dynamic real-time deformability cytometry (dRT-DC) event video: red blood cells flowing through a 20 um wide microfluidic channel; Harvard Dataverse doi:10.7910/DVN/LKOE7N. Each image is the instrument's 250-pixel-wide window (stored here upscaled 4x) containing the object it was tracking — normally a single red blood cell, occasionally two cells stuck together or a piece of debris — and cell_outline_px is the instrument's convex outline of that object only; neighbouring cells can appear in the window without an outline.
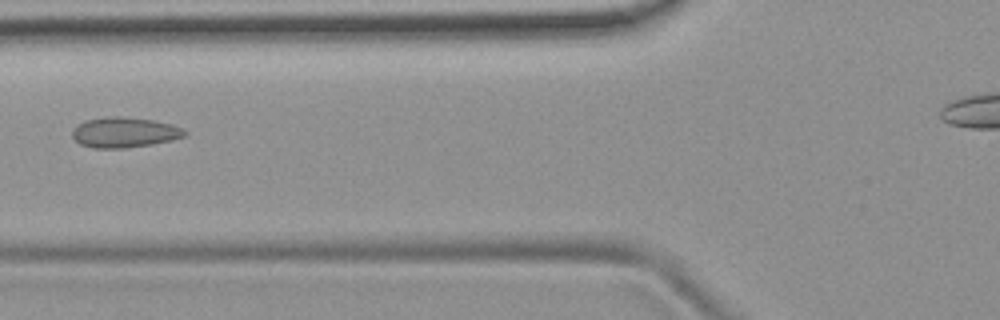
{"species": "common noctule bat (a hibernating species)", "species_latin": "Nyctalus noctula", "temperature_condition": "room temperature", "stored_images_in_passage": 4, "camera_frame_rate_fps": 3000, "um_per_image_px": 0.085, "animal": {"sex": "female", "body_mass_g": 19.9}, "frame": {"image": 1, "passage_image": 4, "time_ms": 3.333, "image_size_px": [1000, 320], "cell_outline_px": [[188, 136], [172, 140], [152, 144], [124, 148], [92, 148], [80, 144], [72, 136], [72, 128], [76, 124], [84, 120], [112, 116], [120, 116], [152, 120], [172, 124], [184, 128], [188, 132]], "centroid_in_image_um": [10.59, 11.25], "position_along_channel_um": 115.2, "area_um2": 20.11}}